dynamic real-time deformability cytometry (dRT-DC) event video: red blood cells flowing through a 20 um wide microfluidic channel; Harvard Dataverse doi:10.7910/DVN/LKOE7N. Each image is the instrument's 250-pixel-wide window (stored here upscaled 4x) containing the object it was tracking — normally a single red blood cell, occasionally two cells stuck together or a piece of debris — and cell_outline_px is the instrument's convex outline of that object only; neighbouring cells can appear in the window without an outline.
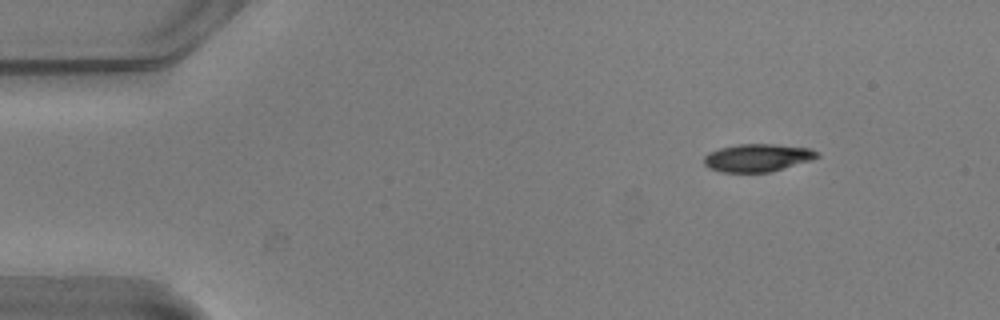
{"species": "common noctule bat (a hibernating species)", "species_latin": "Nyctalus noctula", "temperature_condition": "warm", "stored_images_in_passage": 48, "camera_frame_rate_fps": 3000, "um_per_image_px": 0.085, "animal": {"sex": "male", "body_mass_g": 20.5, "forearm_length_mm": 52.5}, "frame": {"image": 1, "passage_image": 1, "time_ms": 0.0, "image_size_px": [1000, 320], "cell_outline_px": [[820, 156], [812, 160], [768, 172], [720, 172], [708, 168], [704, 164], [704, 156], [708, 152], [720, 148], [736, 144], [776, 144], [812, 148], [820, 152]], "centroid_in_image_um": [64.4, 13.4], "position_along_channel_um": 20.6, "area_um2": 18.5}}
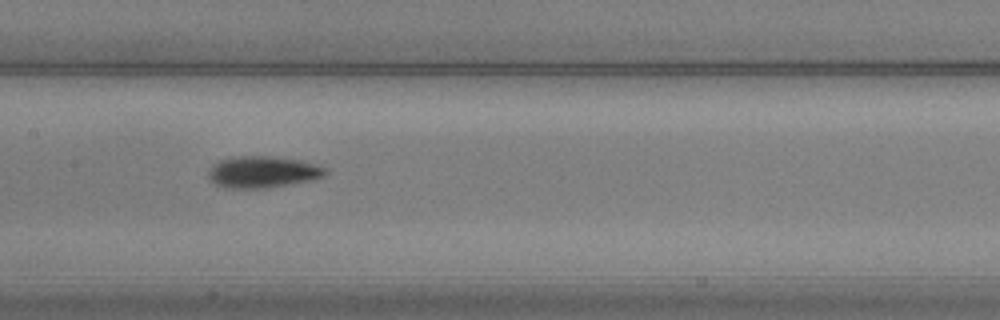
{"frame": {"image": 2, "passage_image": 21, "time_ms": 6.667, "image_size_px": [1000, 320], "cell_outline_px": [[328, 172], [324, 176], [312, 180], [268, 188], [224, 188], [216, 184], [208, 176], [208, 172], [212, 164], [220, 160], [232, 156], [272, 156], [300, 160], [320, 164], [328, 168]], "centroid_in_image_um": [22.37, 14.61], "position_along_channel_um": 185.0, "area_um2": 21.91}}
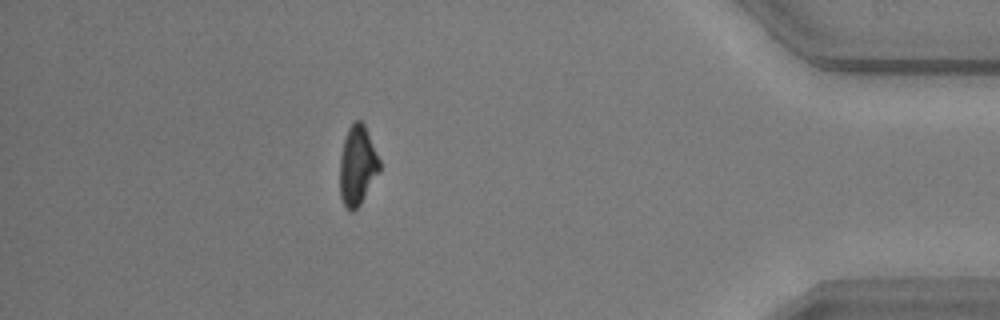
{"frame": {"image": 3, "passage_image": 42, "time_ms": 13.667, "image_size_px": [1000, 320], "cell_outline_px": [[380, 172], [360, 204], [352, 212], [344, 204], [340, 196], [340, 156], [344, 140], [348, 128], [356, 120], [360, 120], [364, 124], [380, 160]], "centroid_in_image_um": [30.39, 14.07], "position_along_channel_um": 404.8, "area_um2": 18.26}, "authors_computed_cell_mechanics": {"area_um2": 19.4208, "velocity_mm_per_s": 3.7742, "shape_relaxation_time_tau1_ms": 2.1573, "shape_relaxation_time_tau2_ms": 5.7373, "deformation_change_tau1": 0.1348, "deformation_change_tau2": 0.1293}}